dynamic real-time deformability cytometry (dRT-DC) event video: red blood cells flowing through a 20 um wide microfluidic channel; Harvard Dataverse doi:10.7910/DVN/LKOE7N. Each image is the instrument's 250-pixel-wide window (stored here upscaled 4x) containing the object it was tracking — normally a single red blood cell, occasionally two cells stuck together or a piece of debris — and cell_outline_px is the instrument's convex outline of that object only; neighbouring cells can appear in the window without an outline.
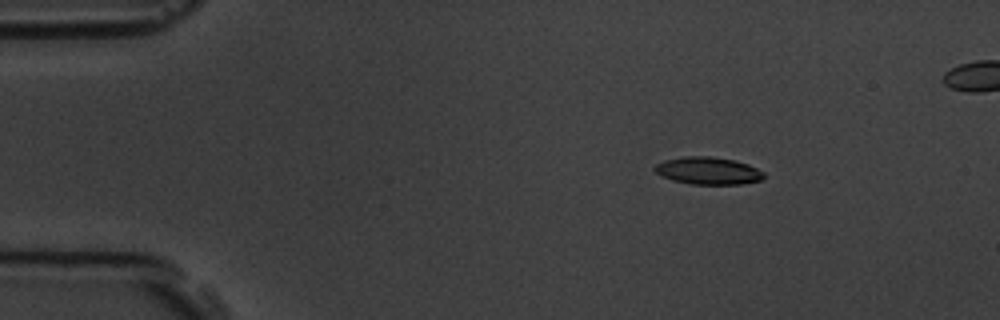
{"species": "common noctule bat (a hibernating species)", "species_latin": "Nyctalus noctula", "temperature_condition": "room temperature", "stored_images_in_passage": 4, "camera_frame_rate_fps": 3000, "um_per_image_px": 0.085, "animal": {"sex": "male", "body_mass_g": 19.5, "forearm_length_mm": 54.6}, "frame": {"image": 1, "passage_image": 1, "time_ms": 0.0, "image_size_px": [1000, 320], "cell_outline_px": [[764, 176], [760, 180], [740, 184], [688, 184], [672, 180], [660, 176], [652, 168], [656, 164], [664, 160], [684, 156], [712, 156], [736, 160], [748, 164], [764, 172]], "centroid_in_image_um": [60.15, 14.5], "position_along_channel_um": 24.9, "area_um2": 17.57}}